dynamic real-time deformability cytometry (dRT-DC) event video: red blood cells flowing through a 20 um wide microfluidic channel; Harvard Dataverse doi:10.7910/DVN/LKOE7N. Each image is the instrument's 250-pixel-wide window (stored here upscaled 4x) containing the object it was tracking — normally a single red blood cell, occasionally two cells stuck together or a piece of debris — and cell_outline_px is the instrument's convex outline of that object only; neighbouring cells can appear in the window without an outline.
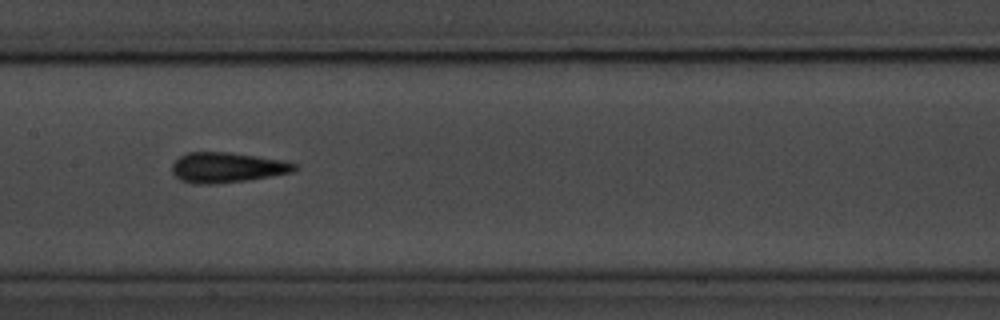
{"species": "common noctule bat (a hibernating species)", "species_latin": "Nyctalus noctula", "temperature_condition": "room temperature", "stored_images_in_passage": 8, "camera_frame_rate_fps": 3000, "um_per_image_px": 0.085, "animal": {"sex": "male", "body_mass_g": 20.1, "forearm_length_mm": 53.5}, "frame": {"image": 1, "passage_image": 8, "time_ms": 8.0, "image_size_px": [1000, 320], "cell_outline_px": [[296, 168], [292, 172], [248, 180], [212, 184], [196, 184], [180, 180], [172, 172], [172, 164], [180, 156], [188, 152], [228, 152], [284, 160], [296, 164]], "centroid_in_image_um": [19.28, 14.23], "position_along_channel_um": 188.1, "area_um2": 21.44}}